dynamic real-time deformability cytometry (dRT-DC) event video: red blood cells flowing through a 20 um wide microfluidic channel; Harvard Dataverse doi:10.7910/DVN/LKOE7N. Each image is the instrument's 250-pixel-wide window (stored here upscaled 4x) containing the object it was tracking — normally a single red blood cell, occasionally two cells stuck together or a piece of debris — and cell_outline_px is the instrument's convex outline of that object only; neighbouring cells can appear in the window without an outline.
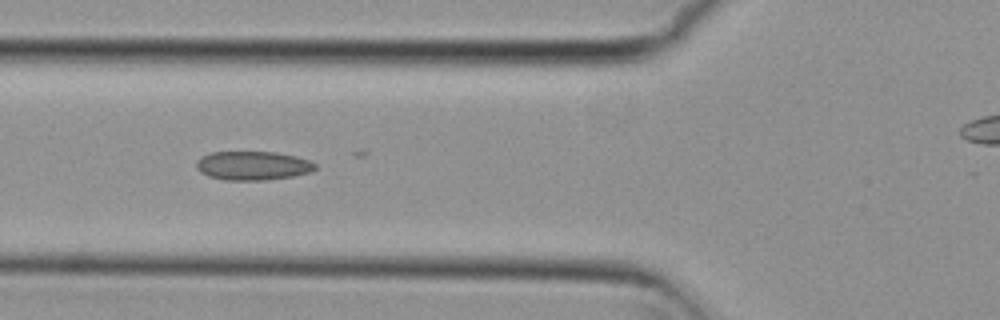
{"species": "common noctule bat (a hibernating species)", "species_latin": "Nyctalus noctula", "temperature_condition": "cold", "stored_images_in_passage": 8, "camera_frame_rate_fps": 3000, "um_per_image_px": 0.085, "animal": {"sex": "female", "body_mass_g": 29.2, "forearm_length_mm": 56.3}, "frame": {"image": 1, "passage_image": 5, "time_ms": 1.333, "image_size_px": [1000, 320], "cell_outline_px": [[316, 168], [308, 172], [292, 176], [268, 180], [224, 180], [208, 176], [200, 172], [196, 168], [196, 160], [200, 156], [212, 152], [276, 152], [296, 156], [312, 160], [316, 164]], "centroid_in_image_um": [21.47, 14.07], "position_along_channel_um": 104.3, "area_um2": 20.17}}
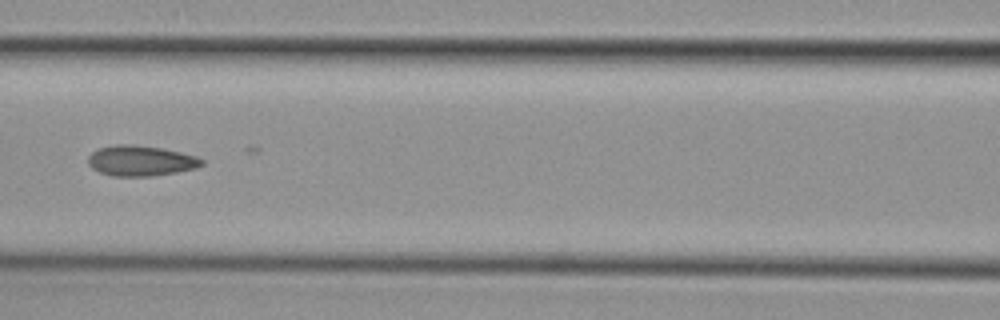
{"frame": {"image": 2, "passage_image": 6, "time_ms": 1.667, "image_size_px": [1000, 320], "cell_outline_px": [[204, 164], [196, 168], [176, 172], [152, 176], [112, 176], [100, 172], [92, 168], [88, 164], [88, 156], [96, 148], [116, 144], [136, 144], [160, 148], [180, 152], [196, 156], [204, 160]], "centroid_in_image_um": [11.94, 13.65], "position_along_channel_um": 154.7, "area_um2": 20.29}}
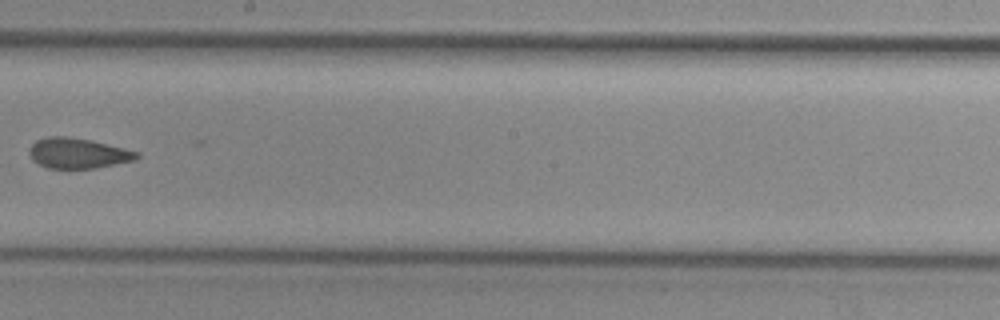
{"frame": {"image": 3, "passage_image": 8, "time_ms": 2.333, "image_size_px": [1000, 320], "cell_outline_px": [[140, 156], [136, 160], [92, 168], [48, 168], [32, 160], [28, 152], [28, 148], [36, 140], [48, 136], [64, 136], [92, 140], [140, 152]], "centroid_in_image_um": [6.61, 13.01], "position_along_channel_um": 241.6, "area_um2": 19.02}}